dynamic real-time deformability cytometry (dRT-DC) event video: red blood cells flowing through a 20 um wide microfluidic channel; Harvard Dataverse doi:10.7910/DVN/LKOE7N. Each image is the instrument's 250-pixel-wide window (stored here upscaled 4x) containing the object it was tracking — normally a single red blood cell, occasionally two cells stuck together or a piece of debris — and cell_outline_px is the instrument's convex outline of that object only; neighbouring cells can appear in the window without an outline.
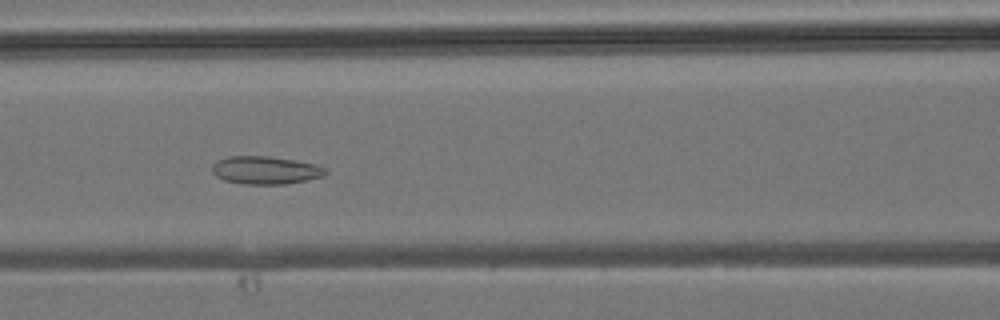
{"species": "common noctule bat (a hibernating species)", "species_latin": "Nyctalus noctula", "temperature_condition": "room temperature", "stored_images_in_passage": 43, "camera_frame_rate_fps": 3000, "um_per_image_px": 0.085, "animal": {"sex": "male", "body_mass_g": 19.2, "forearm_length_mm": 51.8}, "frame": {"image": 1, "passage_image": 19, "time_ms": 6.0, "image_size_px": [1000, 320], "cell_outline_px": [[328, 172], [324, 176], [308, 180], [284, 184], [244, 184], [224, 180], [216, 176], [212, 172], [212, 164], [228, 156], [268, 156], [296, 160], [316, 164], [328, 168]], "centroid_in_image_um": [22.61, 14.46], "position_along_channel_um": 144.0, "area_um2": 18.61}}
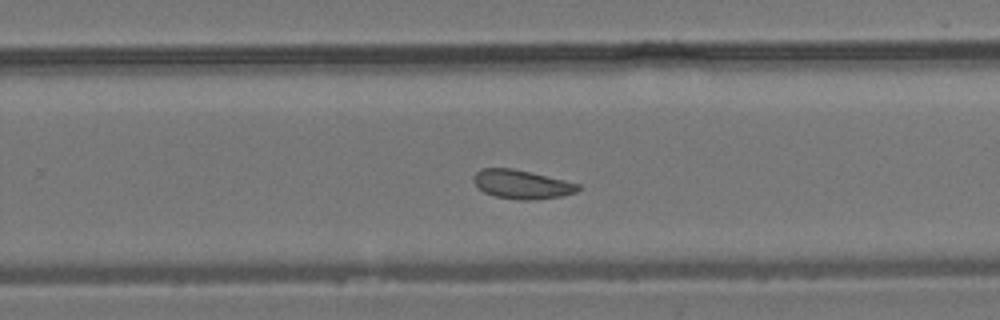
{"frame": {"image": 2, "passage_image": 28, "time_ms": 9.0, "image_size_px": [1000, 320], "cell_outline_px": [[580, 188], [576, 192], [560, 196], [532, 200], [520, 200], [496, 196], [484, 192], [476, 188], [472, 180], [476, 172], [480, 168], [512, 168], [564, 180], [580, 184]], "centroid_in_image_um": [44.3, 15.67], "position_along_channel_um": 285.5, "area_um2": 17.51}}
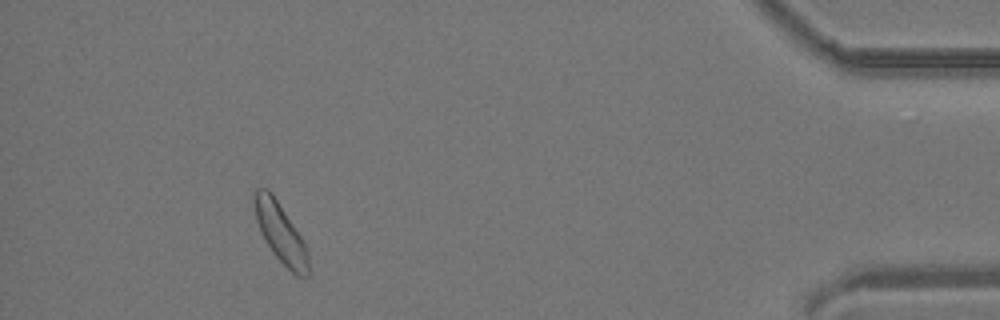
{"frame": {"image": 3, "passage_image": 40, "time_ms": 13.0, "image_size_px": [1000, 320], "cell_outline_px": [[308, 276], [296, 276], [272, 252], [264, 240], [260, 232], [256, 220], [252, 200], [252, 192], [256, 188], [268, 188], [272, 192], [300, 236], [308, 252]], "centroid_in_image_um": [23.78, 19.73], "position_along_channel_um": 411.4, "area_um2": 18.67}}